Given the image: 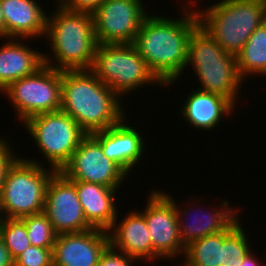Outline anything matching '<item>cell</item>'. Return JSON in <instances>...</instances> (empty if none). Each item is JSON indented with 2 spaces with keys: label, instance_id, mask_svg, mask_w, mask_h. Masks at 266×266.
Segmentation results:
<instances>
[{
  "label": "cell",
  "instance_id": "24",
  "mask_svg": "<svg viewBox=\"0 0 266 266\" xmlns=\"http://www.w3.org/2000/svg\"><path fill=\"white\" fill-rule=\"evenodd\" d=\"M245 234L238 218L223 231L219 266H241V261L251 249Z\"/></svg>",
  "mask_w": 266,
  "mask_h": 266
},
{
  "label": "cell",
  "instance_id": "10",
  "mask_svg": "<svg viewBox=\"0 0 266 266\" xmlns=\"http://www.w3.org/2000/svg\"><path fill=\"white\" fill-rule=\"evenodd\" d=\"M143 0H105L93 13L97 44L134 43L149 15Z\"/></svg>",
  "mask_w": 266,
  "mask_h": 266
},
{
  "label": "cell",
  "instance_id": "19",
  "mask_svg": "<svg viewBox=\"0 0 266 266\" xmlns=\"http://www.w3.org/2000/svg\"><path fill=\"white\" fill-rule=\"evenodd\" d=\"M173 203L175 204V209L177 212L178 217V226H179V236L181 239V242L184 247L188 246L190 243L194 242L195 240H199L207 235L215 234L221 231H225L237 218H239L237 215L238 209L234 210V208H230L228 205L229 200L222 201L223 205H221V209H211L208 214L207 211H201L200 216H194L192 212H190L191 209H181L177 203L173 199ZM181 210V211H180ZM213 210V212H212ZM193 214V217H196L193 219H188L185 215L188 216V212ZM203 213V215H202ZM190 215V214H189ZM185 216V217H184ZM191 217V218H193ZM188 220H192L188 223ZM186 219L187 222H185Z\"/></svg>",
  "mask_w": 266,
  "mask_h": 266
},
{
  "label": "cell",
  "instance_id": "15",
  "mask_svg": "<svg viewBox=\"0 0 266 266\" xmlns=\"http://www.w3.org/2000/svg\"><path fill=\"white\" fill-rule=\"evenodd\" d=\"M126 119L124 117L118 124L91 135L101 144L104 155L128 175L133 166L141 160L145 142L139 131L129 126Z\"/></svg>",
  "mask_w": 266,
  "mask_h": 266
},
{
  "label": "cell",
  "instance_id": "21",
  "mask_svg": "<svg viewBox=\"0 0 266 266\" xmlns=\"http://www.w3.org/2000/svg\"><path fill=\"white\" fill-rule=\"evenodd\" d=\"M43 54L21 43L18 38H9L0 47V91L39 69L44 64Z\"/></svg>",
  "mask_w": 266,
  "mask_h": 266
},
{
  "label": "cell",
  "instance_id": "6",
  "mask_svg": "<svg viewBox=\"0 0 266 266\" xmlns=\"http://www.w3.org/2000/svg\"><path fill=\"white\" fill-rule=\"evenodd\" d=\"M36 159L18 156L8 167L0 190L4 218H23L43 212L48 181L56 170Z\"/></svg>",
  "mask_w": 266,
  "mask_h": 266
},
{
  "label": "cell",
  "instance_id": "5",
  "mask_svg": "<svg viewBox=\"0 0 266 266\" xmlns=\"http://www.w3.org/2000/svg\"><path fill=\"white\" fill-rule=\"evenodd\" d=\"M198 76L200 90L237 102L242 79L237 72L236 56L227 53L200 25L188 42L187 64Z\"/></svg>",
  "mask_w": 266,
  "mask_h": 266
},
{
  "label": "cell",
  "instance_id": "18",
  "mask_svg": "<svg viewBox=\"0 0 266 266\" xmlns=\"http://www.w3.org/2000/svg\"><path fill=\"white\" fill-rule=\"evenodd\" d=\"M82 205L87 222L97 229L108 231L117 217L116 197L118 189L98 183L72 181Z\"/></svg>",
  "mask_w": 266,
  "mask_h": 266
},
{
  "label": "cell",
  "instance_id": "17",
  "mask_svg": "<svg viewBox=\"0 0 266 266\" xmlns=\"http://www.w3.org/2000/svg\"><path fill=\"white\" fill-rule=\"evenodd\" d=\"M117 223L115 220L108 230L109 244L137 261L144 258L153 261V248L144 216L138 210L130 211Z\"/></svg>",
  "mask_w": 266,
  "mask_h": 266
},
{
  "label": "cell",
  "instance_id": "31",
  "mask_svg": "<svg viewBox=\"0 0 266 266\" xmlns=\"http://www.w3.org/2000/svg\"><path fill=\"white\" fill-rule=\"evenodd\" d=\"M0 266H14L8 248L5 246L3 238L0 236Z\"/></svg>",
  "mask_w": 266,
  "mask_h": 266
},
{
  "label": "cell",
  "instance_id": "25",
  "mask_svg": "<svg viewBox=\"0 0 266 266\" xmlns=\"http://www.w3.org/2000/svg\"><path fill=\"white\" fill-rule=\"evenodd\" d=\"M0 236L13 261L31 245L25 223L21 218H3Z\"/></svg>",
  "mask_w": 266,
  "mask_h": 266
},
{
  "label": "cell",
  "instance_id": "30",
  "mask_svg": "<svg viewBox=\"0 0 266 266\" xmlns=\"http://www.w3.org/2000/svg\"><path fill=\"white\" fill-rule=\"evenodd\" d=\"M9 145L6 139L0 138V190L8 167L18 157L15 156V153L13 154V149Z\"/></svg>",
  "mask_w": 266,
  "mask_h": 266
},
{
  "label": "cell",
  "instance_id": "20",
  "mask_svg": "<svg viewBox=\"0 0 266 266\" xmlns=\"http://www.w3.org/2000/svg\"><path fill=\"white\" fill-rule=\"evenodd\" d=\"M234 106L229 99L221 95L197 89L187 96L180 115L194 128L211 130L218 127L224 116L232 114Z\"/></svg>",
  "mask_w": 266,
  "mask_h": 266
},
{
  "label": "cell",
  "instance_id": "28",
  "mask_svg": "<svg viewBox=\"0 0 266 266\" xmlns=\"http://www.w3.org/2000/svg\"><path fill=\"white\" fill-rule=\"evenodd\" d=\"M137 259L130 257L120 251H116L110 244L102 252L98 266H132Z\"/></svg>",
  "mask_w": 266,
  "mask_h": 266
},
{
  "label": "cell",
  "instance_id": "4",
  "mask_svg": "<svg viewBox=\"0 0 266 266\" xmlns=\"http://www.w3.org/2000/svg\"><path fill=\"white\" fill-rule=\"evenodd\" d=\"M196 12L199 25L227 53L236 56L250 35L266 21V2L222 0Z\"/></svg>",
  "mask_w": 266,
  "mask_h": 266
},
{
  "label": "cell",
  "instance_id": "32",
  "mask_svg": "<svg viewBox=\"0 0 266 266\" xmlns=\"http://www.w3.org/2000/svg\"><path fill=\"white\" fill-rule=\"evenodd\" d=\"M250 250L245 257L243 258V261H241V266H263L260 262V260H257L258 258L253 255V252Z\"/></svg>",
  "mask_w": 266,
  "mask_h": 266
},
{
  "label": "cell",
  "instance_id": "27",
  "mask_svg": "<svg viewBox=\"0 0 266 266\" xmlns=\"http://www.w3.org/2000/svg\"><path fill=\"white\" fill-rule=\"evenodd\" d=\"M52 250L30 245L13 261L14 266H50Z\"/></svg>",
  "mask_w": 266,
  "mask_h": 266
},
{
  "label": "cell",
  "instance_id": "23",
  "mask_svg": "<svg viewBox=\"0 0 266 266\" xmlns=\"http://www.w3.org/2000/svg\"><path fill=\"white\" fill-rule=\"evenodd\" d=\"M222 244L223 231L195 240L185 247L181 266H219Z\"/></svg>",
  "mask_w": 266,
  "mask_h": 266
},
{
  "label": "cell",
  "instance_id": "7",
  "mask_svg": "<svg viewBox=\"0 0 266 266\" xmlns=\"http://www.w3.org/2000/svg\"><path fill=\"white\" fill-rule=\"evenodd\" d=\"M90 70L120 99L145 84L165 86L149 69L133 43L97 44Z\"/></svg>",
  "mask_w": 266,
  "mask_h": 266
},
{
  "label": "cell",
  "instance_id": "12",
  "mask_svg": "<svg viewBox=\"0 0 266 266\" xmlns=\"http://www.w3.org/2000/svg\"><path fill=\"white\" fill-rule=\"evenodd\" d=\"M60 172L71 181L98 183L119 189L128 176L114 161L107 158L101 144L86 134Z\"/></svg>",
  "mask_w": 266,
  "mask_h": 266
},
{
  "label": "cell",
  "instance_id": "29",
  "mask_svg": "<svg viewBox=\"0 0 266 266\" xmlns=\"http://www.w3.org/2000/svg\"><path fill=\"white\" fill-rule=\"evenodd\" d=\"M62 7L75 12L93 13L105 0H56Z\"/></svg>",
  "mask_w": 266,
  "mask_h": 266
},
{
  "label": "cell",
  "instance_id": "3",
  "mask_svg": "<svg viewBox=\"0 0 266 266\" xmlns=\"http://www.w3.org/2000/svg\"><path fill=\"white\" fill-rule=\"evenodd\" d=\"M57 5L55 13L47 16L45 37L53 53L50 50L51 58L43 54L44 64L58 70L91 69L97 47L93 15Z\"/></svg>",
  "mask_w": 266,
  "mask_h": 266
},
{
  "label": "cell",
  "instance_id": "1",
  "mask_svg": "<svg viewBox=\"0 0 266 266\" xmlns=\"http://www.w3.org/2000/svg\"><path fill=\"white\" fill-rule=\"evenodd\" d=\"M189 8L184 7L178 19L148 15L133 43L165 87L174 84L186 68L189 38L199 25L196 10Z\"/></svg>",
  "mask_w": 266,
  "mask_h": 266
},
{
  "label": "cell",
  "instance_id": "22",
  "mask_svg": "<svg viewBox=\"0 0 266 266\" xmlns=\"http://www.w3.org/2000/svg\"><path fill=\"white\" fill-rule=\"evenodd\" d=\"M236 63L242 81L250 75L266 77V21L250 35L243 49L236 55Z\"/></svg>",
  "mask_w": 266,
  "mask_h": 266
},
{
  "label": "cell",
  "instance_id": "9",
  "mask_svg": "<svg viewBox=\"0 0 266 266\" xmlns=\"http://www.w3.org/2000/svg\"><path fill=\"white\" fill-rule=\"evenodd\" d=\"M4 92L12 102L18 119L61 109V70L43 64L33 74L11 83Z\"/></svg>",
  "mask_w": 266,
  "mask_h": 266
},
{
  "label": "cell",
  "instance_id": "14",
  "mask_svg": "<svg viewBox=\"0 0 266 266\" xmlns=\"http://www.w3.org/2000/svg\"><path fill=\"white\" fill-rule=\"evenodd\" d=\"M108 245V231L102 229L59 234L52 250L53 265L98 266L99 258Z\"/></svg>",
  "mask_w": 266,
  "mask_h": 266
},
{
  "label": "cell",
  "instance_id": "34",
  "mask_svg": "<svg viewBox=\"0 0 266 266\" xmlns=\"http://www.w3.org/2000/svg\"><path fill=\"white\" fill-rule=\"evenodd\" d=\"M3 215H2V212H1V206H0V227H1V223H2V220H3Z\"/></svg>",
  "mask_w": 266,
  "mask_h": 266
},
{
  "label": "cell",
  "instance_id": "2",
  "mask_svg": "<svg viewBox=\"0 0 266 266\" xmlns=\"http://www.w3.org/2000/svg\"><path fill=\"white\" fill-rule=\"evenodd\" d=\"M120 97L90 69L61 70V111L86 133L103 131L125 116Z\"/></svg>",
  "mask_w": 266,
  "mask_h": 266
},
{
  "label": "cell",
  "instance_id": "26",
  "mask_svg": "<svg viewBox=\"0 0 266 266\" xmlns=\"http://www.w3.org/2000/svg\"><path fill=\"white\" fill-rule=\"evenodd\" d=\"M21 219L25 223L28 239L32 246L53 249L58 234L43 212L25 216Z\"/></svg>",
  "mask_w": 266,
  "mask_h": 266
},
{
  "label": "cell",
  "instance_id": "33",
  "mask_svg": "<svg viewBox=\"0 0 266 266\" xmlns=\"http://www.w3.org/2000/svg\"><path fill=\"white\" fill-rule=\"evenodd\" d=\"M0 37L5 38V21L2 13L1 4H0Z\"/></svg>",
  "mask_w": 266,
  "mask_h": 266
},
{
  "label": "cell",
  "instance_id": "13",
  "mask_svg": "<svg viewBox=\"0 0 266 266\" xmlns=\"http://www.w3.org/2000/svg\"><path fill=\"white\" fill-rule=\"evenodd\" d=\"M43 213L58 235L93 228L84 216L75 184L60 171L48 181Z\"/></svg>",
  "mask_w": 266,
  "mask_h": 266
},
{
  "label": "cell",
  "instance_id": "16",
  "mask_svg": "<svg viewBox=\"0 0 266 266\" xmlns=\"http://www.w3.org/2000/svg\"><path fill=\"white\" fill-rule=\"evenodd\" d=\"M5 39L45 37L47 14L35 0H0ZM23 38V39H22Z\"/></svg>",
  "mask_w": 266,
  "mask_h": 266
},
{
  "label": "cell",
  "instance_id": "8",
  "mask_svg": "<svg viewBox=\"0 0 266 266\" xmlns=\"http://www.w3.org/2000/svg\"><path fill=\"white\" fill-rule=\"evenodd\" d=\"M39 147L49 166L60 171L70 160L86 133L67 113H41L22 123Z\"/></svg>",
  "mask_w": 266,
  "mask_h": 266
},
{
  "label": "cell",
  "instance_id": "11",
  "mask_svg": "<svg viewBox=\"0 0 266 266\" xmlns=\"http://www.w3.org/2000/svg\"><path fill=\"white\" fill-rule=\"evenodd\" d=\"M153 191L149 194L150 198L147 197L146 209L139 211L147 223L153 248V260L176 258L182 253L184 255L185 247L179 236L178 217L173 198L160 190Z\"/></svg>",
  "mask_w": 266,
  "mask_h": 266
}]
</instances>
